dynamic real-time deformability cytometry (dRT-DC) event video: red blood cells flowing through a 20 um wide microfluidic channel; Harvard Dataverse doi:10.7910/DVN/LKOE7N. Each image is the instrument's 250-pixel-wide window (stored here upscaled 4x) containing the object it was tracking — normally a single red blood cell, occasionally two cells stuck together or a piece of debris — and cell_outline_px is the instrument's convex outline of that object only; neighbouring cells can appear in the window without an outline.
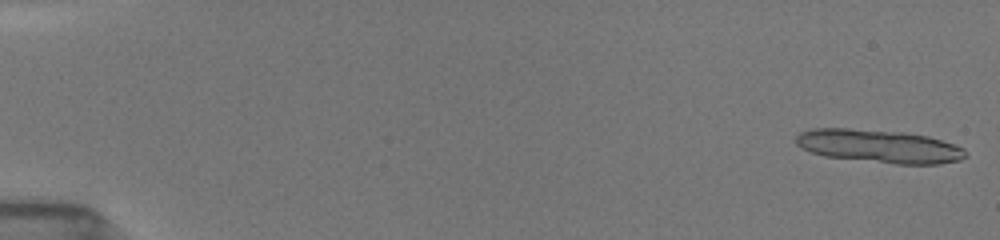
{"species": "common noctule bat (a hibernating species)", "species_latin": "Nyctalus noctula", "temperature_condition": "room temperature", "stored_images_in_passage": 10, "camera_frame_rate_fps": 3000, "um_per_image_px": 0.085, "animal": {"sex": "female", "body_mass_g": 19.5, "forearm_length_mm": 54.1}, "frame": {"image": 1, "passage_image": 1, "time_ms": 0.0, "image_size_px": [1000, 240], "cell_outline_px": [[968, 156], [960, 160], [940, 164], [896, 164], [824, 156], [800, 148], [796, 144], [796, 136], [800, 132], [812, 128], [848, 128], [900, 132], [928, 136], [964, 148]], "centroid_in_image_um": [74.71, 12.43], "position_along_channel_um": 10.3, "area_um2": 32.77}}